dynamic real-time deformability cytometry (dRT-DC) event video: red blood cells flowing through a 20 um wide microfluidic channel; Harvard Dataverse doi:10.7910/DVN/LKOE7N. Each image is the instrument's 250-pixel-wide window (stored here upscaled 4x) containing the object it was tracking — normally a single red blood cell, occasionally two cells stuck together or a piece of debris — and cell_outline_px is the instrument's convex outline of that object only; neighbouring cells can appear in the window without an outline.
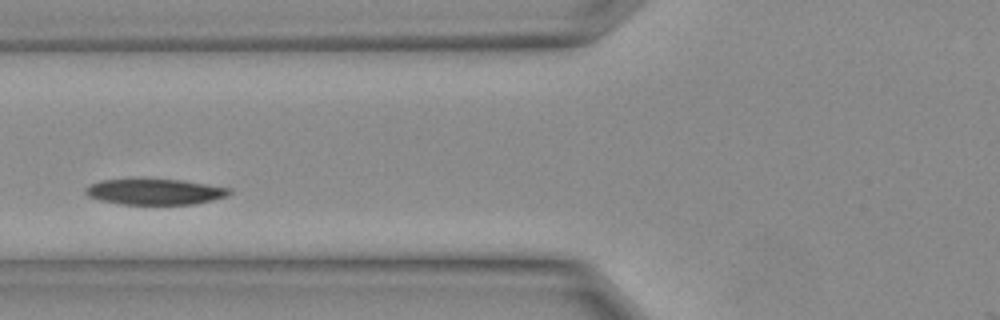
{"species": "Egyptian fruit bat (a non-hibernating species)", "species_latin": "Rousettus aegyptiacus", "temperature_condition": "warm", "stored_images_in_passage": 20, "camera_frame_rate_fps": 3000, "um_per_image_px": 0.085, "animal": {"sex": "female"}, "frame": {"image": 1, "passage_image": 4, "time_ms": 1.0, "image_size_px": [1000, 320], "cell_outline_px": [[232, 192], [228, 196], [196, 204], [120, 204], [100, 200], [88, 196], [84, 192], [84, 188], [100, 180], [136, 176], [144, 176], [184, 180], [232, 188]], "centroid_in_image_um": [13.14, 16.24], "position_along_channel_um": 112.7, "area_um2": 22.83}}
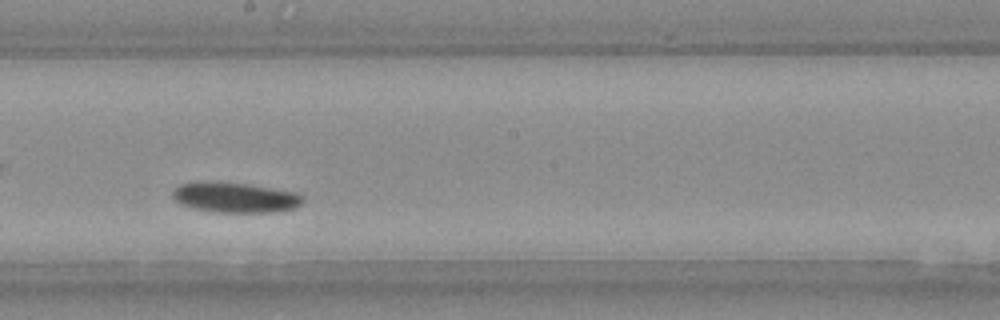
{"frame": {"image": 2, "passage_image": 9, "time_ms": 2.667, "image_size_px": [1000, 320], "cell_outline_px": [[304, 200], [296, 208], [280, 212], [212, 212], [180, 204], [172, 196], [172, 192], [180, 184], [244, 184], [296, 192], [304, 196]], "centroid_in_image_um": [20.09, 16.84], "position_along_channel_um": 228.1, "area_um2": 22.08}}